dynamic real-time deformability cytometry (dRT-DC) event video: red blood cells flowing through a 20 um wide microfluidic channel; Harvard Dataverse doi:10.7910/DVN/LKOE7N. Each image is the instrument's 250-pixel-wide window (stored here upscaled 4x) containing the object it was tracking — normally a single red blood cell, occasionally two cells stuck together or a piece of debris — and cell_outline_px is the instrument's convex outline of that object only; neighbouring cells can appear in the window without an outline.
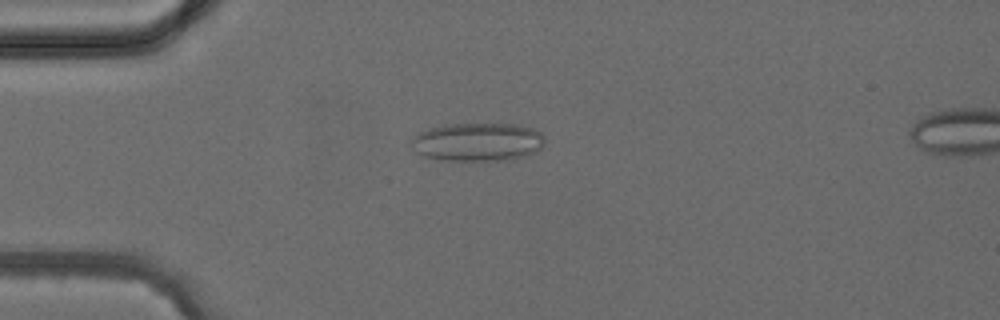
{"species": "common noctule bat (a hibernating species)", "species_latin": "Nyctalus noctula", "temperature_condition": "cold", "stored_images_in_passage": 4, "camera_frame_rate_fps": 3000, "um_per_image_px": 0.085, "animal": {"sex": "female", "body_mass_g": 24.6, "forearm_length_mm": 56.2}, "frame": {"image": 1, "passage_image": 3, "time_ms": 2.333, "image_size_px": [1000, 320], "cell_outline_px": [[544, 144], [536, 152], [512, 160], [444, 160], [424, 156], [416, 152], [408, 144], [420, 132], [432, 128], [448, 124], [516, 124], [532, 128], [544, 132]], "centroid_in_image_um": [40.64, 12.07], "position_along_channel_um": 44.4, "area_um2": 29.94}}